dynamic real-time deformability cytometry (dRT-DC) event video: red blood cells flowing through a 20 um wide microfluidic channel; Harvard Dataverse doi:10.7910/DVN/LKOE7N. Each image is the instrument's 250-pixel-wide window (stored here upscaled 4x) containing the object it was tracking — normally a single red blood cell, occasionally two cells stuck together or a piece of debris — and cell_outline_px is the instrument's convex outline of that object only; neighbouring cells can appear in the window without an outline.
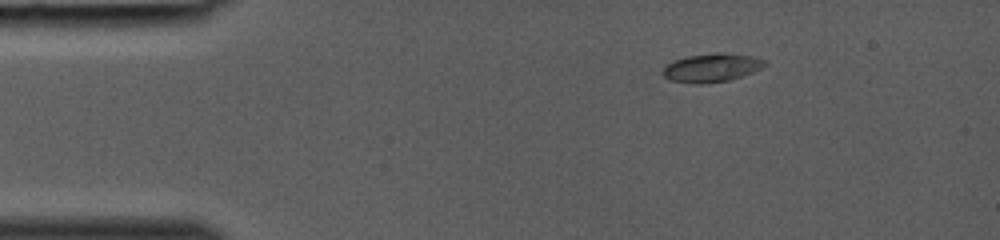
{"species": "common noctule bat (a hibernating species)", "species_latin": "Nyctalus noctula", "temperature_condition": "room temperature", "stored_images_in_passage": 33, "camera_frame_rate_fps": 3000, "um_per_image_px": 0.085, "animal": {"sex": "female", "body_mass_g": 19.0, "forearm_length_mm": 53.3}, "frame": {"image": 1, "passage_image": 1, "time_ms": 0.0, "image_size_px": [1000, 240], "cell_outline_px": [[768, 64], [752, 72], [728, 80], [700, 84], [692, 84], [668, 80], [664, 76], [664, 68], [672, 60], [688, 56], [716, 52], [724, 52], [752, 56], [768, 60]], "centroid_in_image_um": [60.5, 5.74], "position_along_channel_um": 24.5, "area_um2": 16.99}}
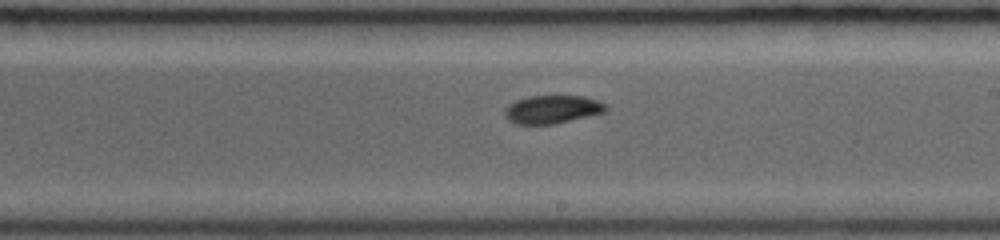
{"frame": {"image": 2, "passage_image": 18, "time_ms": 5.667, "image_size_px": [1000, 240], "cell_outline_px": [[608, 108], [604, 112], [556, 124], [516, 124], [508, 120], [504, 116], [504, 112], [508, 104], [516, 100], [528, 96], [584, 96], [596, 100], [604, 104]], "centroid_in_image_um": [46.9, 9.3], "position_along_channel_um": 242.1, "area_um2": 16.59}}
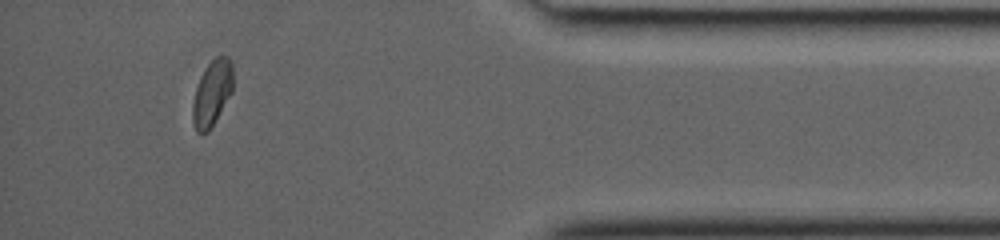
{"frame": {"image": 3, "passage_image": 30, "time_ms": 9.667, "image_size_px": [1000, 240], "cell_outline_px": [[232, 92], [216, 120], [208, 132], [200, 136], [196, 132], [192, 120], [192, 104], [196, 88], [200, 76], [204, 68], [216, 56], [228, 56], [232, 60]], "centroid_in_image_um": [18.01, 7.94], "position_along_channel_um": 417.2, "area_um2": 15.66}}